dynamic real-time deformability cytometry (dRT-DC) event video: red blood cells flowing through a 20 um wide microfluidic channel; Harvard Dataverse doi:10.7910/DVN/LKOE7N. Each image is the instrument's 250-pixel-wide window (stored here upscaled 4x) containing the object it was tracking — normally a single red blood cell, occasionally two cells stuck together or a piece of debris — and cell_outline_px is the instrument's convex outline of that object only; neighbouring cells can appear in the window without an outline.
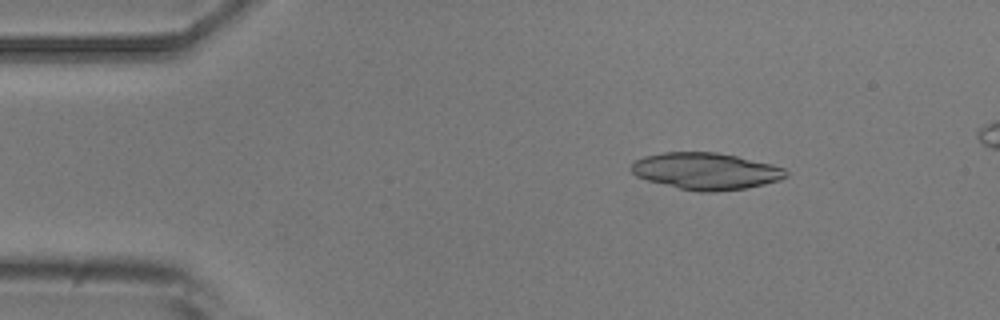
{"species": "common noctule bat (a hibernating species)", "species_latin": "Nyctalus noctula", "temperature_condition": "room temperature", "stored_images_in_passage": 5, "camera_frame_rate_fps": 3000, "um_per_image_px": 0.085, "animal": {"sex": "male", "body_mass_g": 20.5, "forearm_length_mm": 52.5}, "frame": {"image": 1, "passage_image": 2, "time_ms": 1.0, "image_size_px": [1000, 320], "cell_outline_px": [[788, 176], [780, 180], [764, 184], [744, 188], [716, 192], [700, 192], [680, 188], [648, 180], [636, 176], [632, 172], [632, 164], [636, 160], [644, 156], [664, 152], [716, 152], [736, 156], [772, 164], [784, 168], [788, 172]], "centroid_in_image_um": [60.03, 14.54], "position_along_channel_um": 25.0, "area_um2": 32.95}}